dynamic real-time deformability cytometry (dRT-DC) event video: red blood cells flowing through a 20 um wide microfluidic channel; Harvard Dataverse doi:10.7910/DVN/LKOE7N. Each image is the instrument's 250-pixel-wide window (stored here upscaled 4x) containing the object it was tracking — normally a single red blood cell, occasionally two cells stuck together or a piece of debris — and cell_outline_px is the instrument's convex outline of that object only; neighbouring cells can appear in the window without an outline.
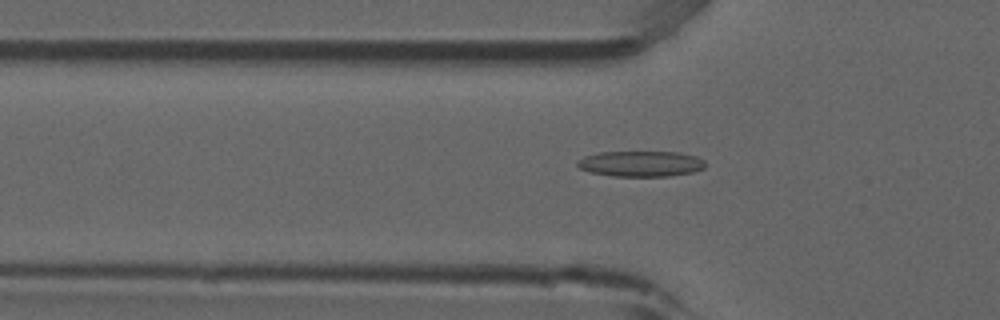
{"species": "common noctule bat (a hibernating species)", "species_latin": "Nyctalus noctula", "temperature_condition": "room temperature", "stored_images_in_passage": 40, "camera_frame_rate_fps": 3000, "um_per_image_px": 0.085, "animal": {"sex": "male", "forearm_length_mm": 52.5}, "frame": {"image": 1, "passage_image": 8, "time_ms": 2.333, "image_size_px": [1000, 320], "cell_outline_px": [[704, 168], [692, 172], [668, 176], [612, 176], [588, 172], [580, 168], [576, 164], [584, 156], [600, 152], [680, 152], [696, 156], [704, 160]], "centroid_in_image_um": [54.46, 13.92], "position_along_channel_um": 71.3, "area_um2": 19.07}}
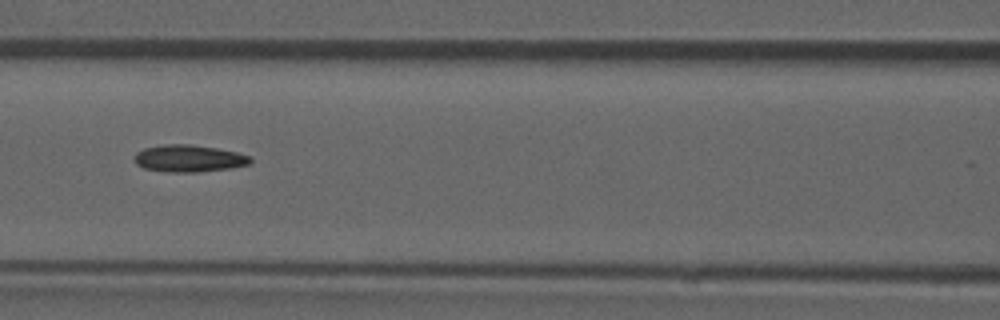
{"frame": {"image": 2, "passage_image": 14, "time_ms": 4.333, "image_size_px": [1000, 320], "cell_outline_px": [[252, 160], [248, 164], [228, 168], [196, 172], [168, 172], [144, 168], [136, 164], [132, 160], [132, 156], [136, 152], [144, 148], [164, 144], [188, 144], [216, 148], [236, 152], [252, 156]], "centroid_in_image_um": [15.99, 13.46], "position_along_channel_um": 150.6, "area_um2": 18.32}}
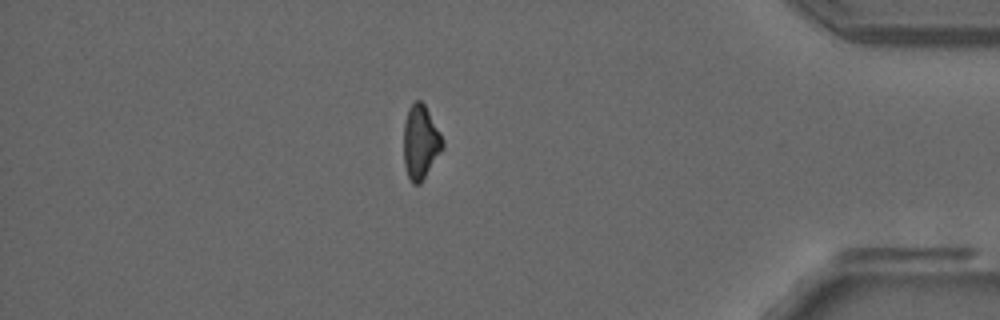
{"frame": {"image": 3, "passage_image": 36, "time_ms": 11.667, "image_size_px": [1000, 320], "cell_outline_px": [[444, 148], [420, 184], [412, 184], [408, 176], [404, 164], [404, 124], [408, 108], [416, 100], [420, 100], [424, 104], [440, 132], [444, 140]], "centroid_in_image_um": [35.75, 12.09], "position_along_channel_um": 399.4, "area_um2": 16.76}}